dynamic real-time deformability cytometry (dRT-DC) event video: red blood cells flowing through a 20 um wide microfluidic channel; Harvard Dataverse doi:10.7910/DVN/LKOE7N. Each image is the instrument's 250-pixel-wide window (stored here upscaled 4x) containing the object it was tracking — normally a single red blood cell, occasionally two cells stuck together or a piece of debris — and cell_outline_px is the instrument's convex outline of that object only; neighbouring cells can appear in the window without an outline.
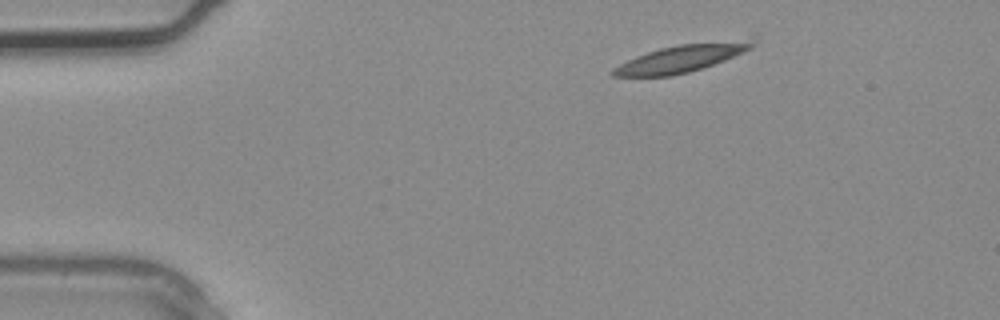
{"species": "common noctule bat (a hibernating species)", "species_latin": "Nyctalus noctula", "temperature_condition": "warm", "stored_images_in_passage": 6, "camera_frame_rate_fps": 3000, "um_per_image_px": 0.085, "animal": {"sex": "male", "body_mass_g": 20.4}, "frame": {"image": 1, "passage_image": 1, "time_ms": 0.0, "image_size_px": [1000, 320], "cell_outline_px": [[756, 36], [752, 48], [744, 52], [724, 60], [688, 72], [672, 76], [612, 76], [608, 72], [612, 68], [636, 56], [660, 48], [680, 44], [756, 32]], "centroid_in_image_um": [58.2, 4.83], "position_along_channel_um": 26.8, "area_um2": 23.7}}
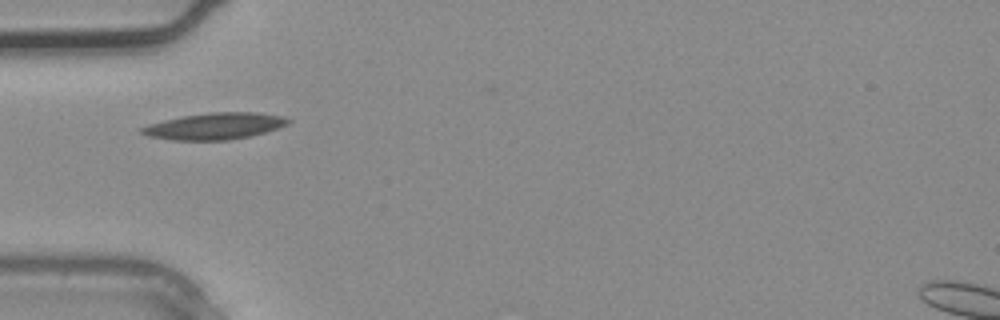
{"frame": {"image": 2, "passage_image": 6, "time_ms": 1.667, "image_size_px": [1000, 320], "cell_outline_px": [[292, 120], [288, 124], [252, 136], [228, 140], [172, 140], [148, 136], [140, 132], [140, 128], [148, 124], [164, 120], [184, 116], [212, 112], [256, 112], [284, 116]], "centroid_in_image_um": [18.26, 10.72], "position_along_channel_um": 66.7, "area_um2": 22.6}}